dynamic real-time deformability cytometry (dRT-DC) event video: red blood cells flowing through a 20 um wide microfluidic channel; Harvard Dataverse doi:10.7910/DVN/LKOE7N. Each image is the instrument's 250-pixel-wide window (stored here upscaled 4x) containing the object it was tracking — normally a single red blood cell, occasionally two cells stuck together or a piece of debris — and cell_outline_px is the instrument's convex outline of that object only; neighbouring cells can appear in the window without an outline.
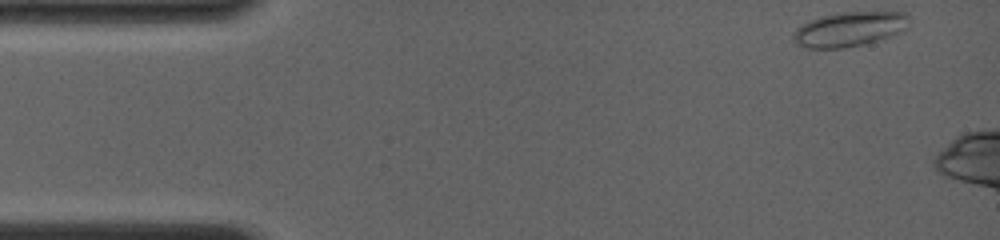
{"species": "common noctule bat (a hibernating species)", "species_latin": "Nyctalus noctula", "temperature_condition": "room temperature", "stored_images_in_passage": 26, "camera_frame_rate_fps": 4000, "um_per_image_px": 0.085, "animal": {"sex": "female", "body_mass_g": 19.0, "forearm_length_mm": 56.7}, "frame": {"image": 1, "passage_image": 1, "time_ms": 0.0, "image_size_px": [1000, 240], "cell_outline_px": [[908, 28], [904, 32], [876, 40], [844, 48], [804, 48], [796, 44], [792, 40], [792, 32], [796, 28], [820, 16], [844, 12], [904, 12], [908, 16]], "centroid_in_image_um": [72.18, 2.48], "position_along_channel_um": 12.8, "area_um2": 23.35}}
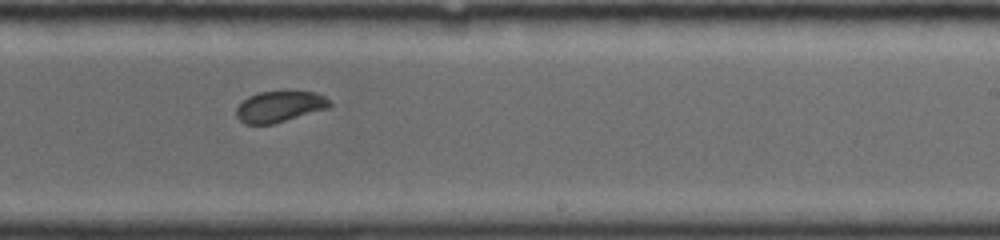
{"frame": {"image": 2, "passage_image": 13, "time_ms": 8.75, "image_size_px": [1000, 240], "cell_outline_px": [[332, 104], [328, 108], [272, 124], [244, 124], [236, 116], [236, 108], [248, 96], [260, 92], [316, 92], [324, 96]], "centroid_in_image_um": [23.74, 9.06], "position_along_channel_um": 265.3, "area_um2": 16.59}}
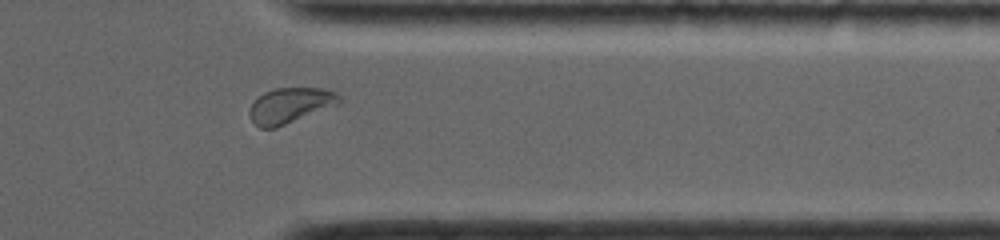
{"frame": {"image": 3, "passage_image": 22, "time_ms": 11.75, "image_size_px": [1000, 240], "cell_outline_px": [[340, 104], [276, 128], [260, 128], [252, 120], [248, 112], [252, 104], [264, 92], [276, 88], [324, 88], [336, 92], [340, 96]], "centroid_in_image_um": [24.69, 8.96], "position_along_channel_um": 386.7, "area_um2": 18.5}}